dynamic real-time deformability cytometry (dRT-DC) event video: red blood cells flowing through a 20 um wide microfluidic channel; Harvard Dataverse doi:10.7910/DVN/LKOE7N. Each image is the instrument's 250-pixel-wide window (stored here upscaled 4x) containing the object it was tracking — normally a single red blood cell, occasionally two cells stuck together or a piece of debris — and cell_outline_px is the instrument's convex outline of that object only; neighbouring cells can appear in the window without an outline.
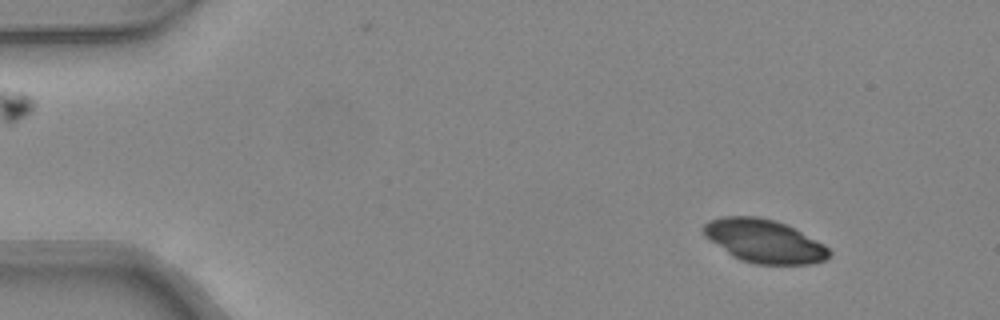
{"species": "common noctule bat (a hibernating species)", "species_latin": "Nyctalus noctula", "temperature_condition": "warm", "stored_images_in_passage": 47, "camera_frame_rate_fps": 3000, "um_per_image_px": 0.085, "animal": {"sex": "female", "body_mass_g": 24.6, "forearm_length_mm": 56.2}, "frame": {"image": 1, "passage_image": 6, "time_ms": 1.667, "image_size_px": [1000, 320], "cell_outline_px": [[832, 252], [824, 260], [808, 264], [756, 264], [740, 260], [732, 256], [704, 236], [704, 224], [708, 220], [724, 216], [756, 216], [776, 220], [824, 244]], "centroid_in_image_um": [64.93, 20.49], "position_along_channel_um": 20.1, "area_um2": 31.39}}